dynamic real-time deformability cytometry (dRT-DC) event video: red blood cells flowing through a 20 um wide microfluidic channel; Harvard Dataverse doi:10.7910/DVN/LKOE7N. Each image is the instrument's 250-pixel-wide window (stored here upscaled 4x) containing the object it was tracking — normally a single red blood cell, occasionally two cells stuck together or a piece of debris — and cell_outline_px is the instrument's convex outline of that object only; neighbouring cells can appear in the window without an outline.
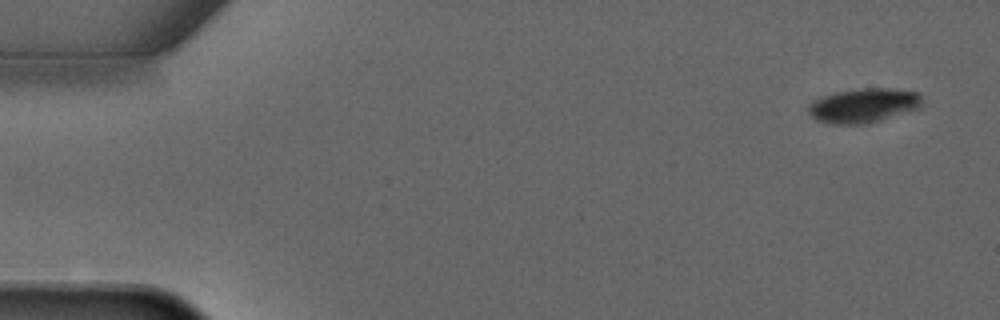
{"species": "common noctule bat (a hibernating species)", "species_latin": "Nyctalus noctula", "temperature_condition": "warm", "stored_images_in_passage": 3, "camera_frame_rate_fps": 3000, "um_per_image_px": 0.085, "animal": {"sex": "male", "forearm_length_mm": 52.5}, "frame": {"image": 1, "passage_image": 1, "time_ms": 0.0, "image_size_px": [1000, 320], "cell_outline_px": [[920, 108], [880, 120], [864, 124], [828, 124], [816, 120], [804, 108], [812, 100], [836, 92], [864, 88], [888, 88], [916, 92], [920, 96]], "centroid_in_image_um": [73.32, 8.98], "position_along_channel_um": 11.7, "area_um2": 22.72}}